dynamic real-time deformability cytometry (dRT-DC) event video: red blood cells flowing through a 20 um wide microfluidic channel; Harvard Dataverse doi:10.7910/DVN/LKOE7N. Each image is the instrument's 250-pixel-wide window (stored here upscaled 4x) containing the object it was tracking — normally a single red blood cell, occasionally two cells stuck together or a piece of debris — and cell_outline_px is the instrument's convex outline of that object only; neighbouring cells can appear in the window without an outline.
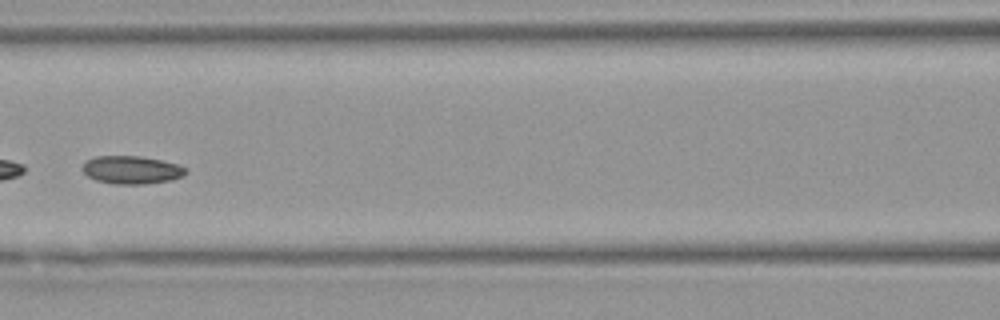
{"species": "Egyptian fruit bat (a non-hibernating species)", "species_latin": "Rousettus aegyptiacus", "temperature_condition": "warm", "stored_images_in_passage": 6, "camera_frame_rate_fps": 3000, "um_per_image_px": 0.085, "animal": {"sex": "female"}, "frame": {"image": 1, "passage_image": 6, "time_ms": 6.333, "image_size_px": [1000, 320], "cell_outline_px": [[188, 172], [184, 176], [172, 180], [144, 184], [112, 184], [96, 180], [88, 176], [80, 168], [88, 160], [96, 156], [140, 156], [160, 160], [176, 164], [188, 168]], "centroid_in_image_um": [11.21, 14.45], "position_along_channel_um": 155.4, "area_um2": 16.94}}